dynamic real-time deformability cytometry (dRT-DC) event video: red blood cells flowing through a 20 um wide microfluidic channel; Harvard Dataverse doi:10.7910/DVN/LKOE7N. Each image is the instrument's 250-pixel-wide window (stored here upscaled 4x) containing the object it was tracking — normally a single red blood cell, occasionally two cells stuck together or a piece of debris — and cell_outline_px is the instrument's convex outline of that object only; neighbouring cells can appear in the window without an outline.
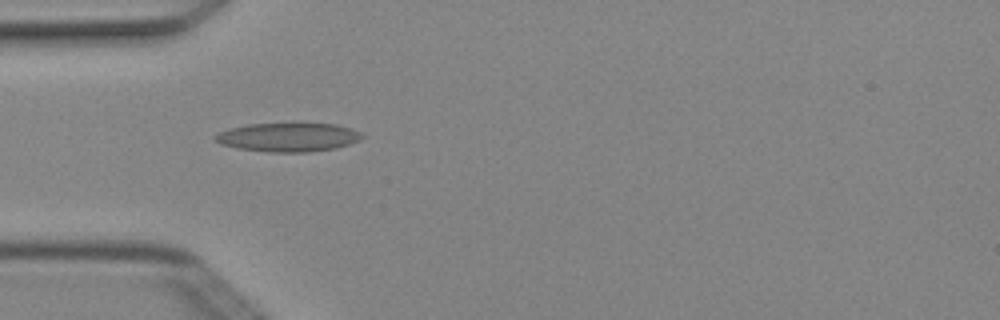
{"species": "Egyptian fruit bat (a non-hibernating species)", "species_latin": "Rousettus aegyptiacus", "temperature_condition": "cold", "stored_images_in_passage": 7, "camera_frame_rate_fps": 3000, "um_per_image_px": 0.085, "animal": {"sex": "female"}, "frame": {"image": 1, "passage_image": 4, "time_ms": 1.0, "image_size_px": [1000, 320], "cell_outline_px": [[364, 136], [360, 140], [336, 148], [308, 152], [272, 152], [236, 148], [220, 144], [212, 140], [212, 136], [228, 128], [248, 124], [336, 124], [352, 128], [360, 132]], "centroid_in_image_um": [24.46, 11.67], "position_along_channel_um": 60.5, "area_um2": 24.68}}
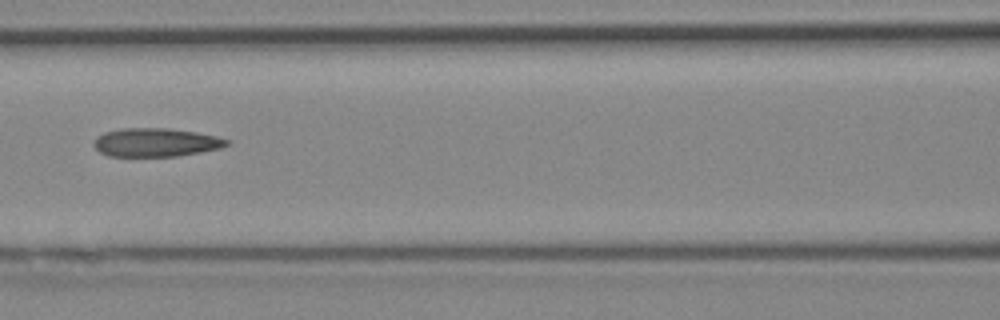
{"frame": {"image": 2, "passage_image": 6, "time_ms": 1.667, "image_size_px": [1000, 320], "cell_outline_px": [[232, 144], [220, 148], [200, 152], [176, 156], [108, 156], [100, 152], [92, 144], [96, 136], [104, 132], [124, 128], [168, 128], [196, 132], [216, 136], [232, 140]], "centroid_in_image_um": [13.26, 12.1], "position_along_channel_um": 153.3, "area_um2": 22.25}}
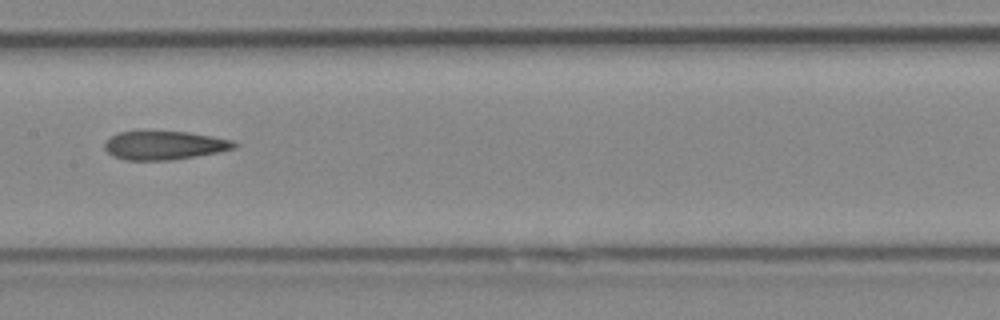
{"frame": {"image": 3, "passage_image": 7, "time_ms": 2.0, "image_size_px": [1000, 320], "cell_outline_px": [[240, 144], [236, 148], [220, 152], [172, 160], [124, 160], [112, 156], [104, 148], [104, 144], [112, 136], [120, 132], [188, 132], [212, 136], [232, 140]], "centroid_in_image_um": [14.02, 12.37], "position_along_channel_um": 193.4, "area_um2": 21.56}}